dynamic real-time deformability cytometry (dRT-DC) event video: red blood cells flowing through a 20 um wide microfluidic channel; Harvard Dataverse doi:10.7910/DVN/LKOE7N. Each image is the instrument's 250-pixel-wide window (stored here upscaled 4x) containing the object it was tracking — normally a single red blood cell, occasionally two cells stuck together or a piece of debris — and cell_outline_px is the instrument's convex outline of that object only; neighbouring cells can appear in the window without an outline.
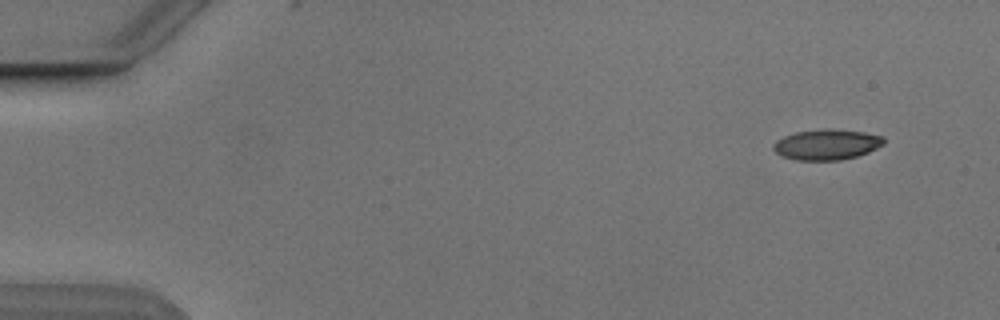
{"species": "Egyptian fruit bat (a non-hibernating species)", "species_latin": "Rousettus aegyptiacus", "temperature_condition": "cold", "stored_images_in_passage": 8, "camera_frame_rate_fps": 3000, "um_per_image_px": 0.085, "animal": {"sex": "male"}, "frame": {"image": 1, "passage_image": 1, "time_ms": 0.0, "image_size_px": [1000, 320], "cell_outline_px": [[884, 144], [868, 152], [856, 156], [840, 160], [796, 160], [784, 156], [776, 152], [772, 148], [772, 144], [776, 140], [784, 136], [796, 132], [824, 128], [832, 128], [864, 132], [884, 136]], "centroid_in_image_um": [70.27, 12.27], "position_along_channel_um": 14.7, "area_um2": 19.71}}
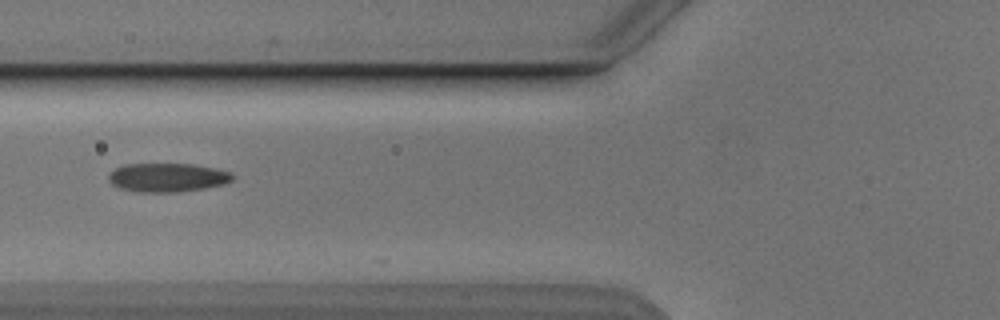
{"frame": {"image": 2, "passage_image": 5, "time_ms": 5.667, "image_size_px": [1000, 320], "cell_outline_px": [[236, 176], [232, 180], [220, 184], [204, 188], [176, 192], [140, 192], [120, 188], [112, 184], [108, 180], [108, 172], [124, 164], [196, 164], [216, 168], [232, 172]], "centroid_in_image_um": [14.22, 15.07], "position_along_channel_um": 111.6, "area_um2": 20.87}}
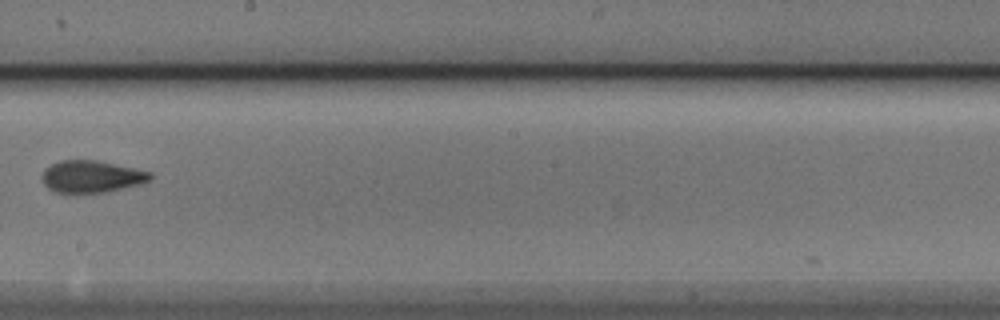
{"frame": {"image": 3, "passage_image": 8, "time_ms": 9.0, "image_size_px": [1000, 320], "cell_outline_px": [[152, 176], [148, 180], [136, 184], [104, 192], [56, 192], [48, 188], [44, 184], [40, 176], [44, 168], [60, 160], [96, 160], [152, 172]], "centroid_in_image_um": [7.7, 14.99], "position_along_channel_um": 240.5, "area_um2": 19.83}}